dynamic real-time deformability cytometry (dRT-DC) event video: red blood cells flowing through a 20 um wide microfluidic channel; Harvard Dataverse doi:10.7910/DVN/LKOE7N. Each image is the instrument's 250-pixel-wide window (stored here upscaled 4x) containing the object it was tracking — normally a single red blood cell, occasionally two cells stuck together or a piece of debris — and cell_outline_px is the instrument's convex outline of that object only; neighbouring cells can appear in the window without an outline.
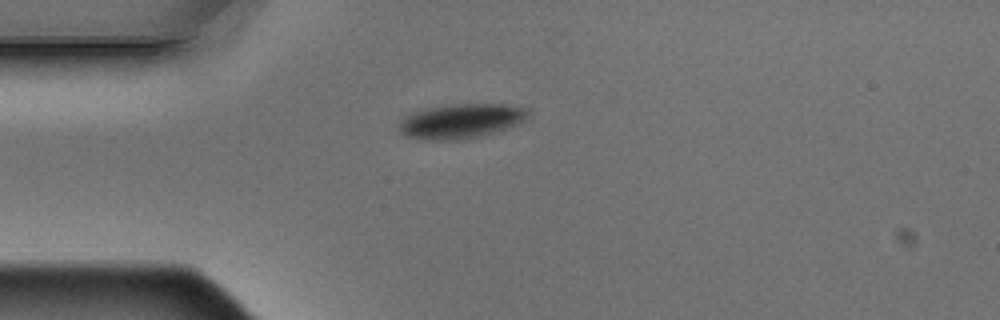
{"species": "Egyptian fruit bat (a non-hibernating species)", "species_latin": "Rousettus aegyptiacus", "temperature_condition": "warm", "stored_images_in_passage": 3, "camera_frame_rate_fps": 3000, "um_per_image_px": 0.085, "animal": {"sex": "male"}, "frame": {"image": 1, "passage_image": 1, "time_ms": 0.0, "image_size_px": [1000, 320], "cell_outline_px": [[532, 112], [528, 116], [516, 124], [492, 132], [464, 140], [428, 140], [408, 136], [400, 132], [400, 120], [404, 116], [412, 112], [428, 108], [452, 104], [504, 104], [532, 108]], "centroid_in_image_um": [39.2, 10.27], "position_along_channel_um": 45.8, "area_um2": 25.89}}
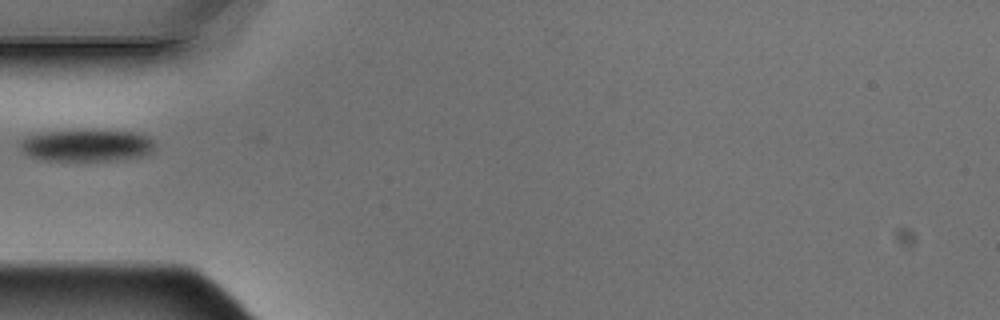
{"frame": {"image": 2, "passage_image": 2, "time_ms": 0.333, "image_size_px": [1000, 320], "cell_outline_px": [[152, 152], [144, 156], [112, 160], [44, 160], [28, 156], [20, 148], [20, 144], [28, 136], [52, 132], [132, 132], [148, 136], [152, 140]], "centroid_in_image_um": [7.38, 12.4], "position_along_channel_um": 77.6, "area_um2": 23.99}}
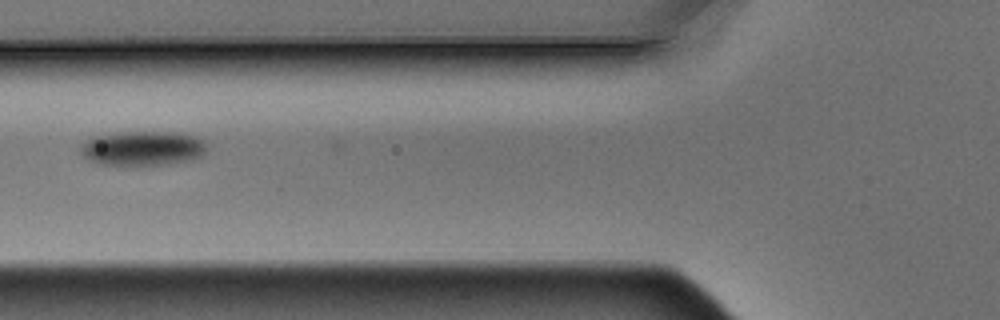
{"frame": {"image": 3, "passage_image": 3, "time_ms": 0.667, "image_size_px": [1000, 320], "cell_outline_px": [[208, 144], [204, 152], [200, 156], [192, 160], [168, 164], [100, 164], [84, 156], [80, 152], [80, 148], [88, 136], [120, 132], [180, 132], [196, 136], [204, 140]], "centroid_in_image_um": [12.15, 12.57], "position_along_channel_um": 113.6, "area_um2": 25.49}}